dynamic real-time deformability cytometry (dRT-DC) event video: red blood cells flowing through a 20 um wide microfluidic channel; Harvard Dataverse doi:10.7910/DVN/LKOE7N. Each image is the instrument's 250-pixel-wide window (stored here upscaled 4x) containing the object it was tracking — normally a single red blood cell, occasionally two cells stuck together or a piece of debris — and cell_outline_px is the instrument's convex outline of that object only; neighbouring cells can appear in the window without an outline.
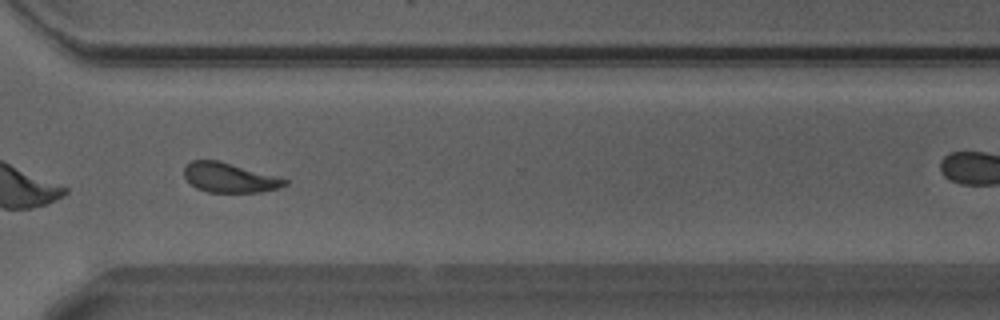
{"species": "Egyptian fruit bat (a non-hibernating species)", "species_latin": "Rousettus aegyptiacus", "temperature_condition": "warm", "stored_images_in_passage": 29, "camera_frame_rate_fps": 3000, "um_per_image_px": 0.085, "animal": {"sex": "male"}, "frame": {"image": 1, "passage_image": 21, "time_ms": 6.667, "image_size_px": [1000, 320], "cell_outline_px": [[288, 184], [280, 188], [260, 192], [208, 192], [196, 188], [184, 176], [184, 168], [192, 160], [220, 160], [288, 180]], "centroid_in_image_um": [19.5, 15.1], "position_along_channel_um": 351.1, "area_um2": 17.22}, "authors_computed_cell_mechanics": {"area_um2": 17.8024, "velocity_mm_per_s": 4.2123, "shape_relaxation_time_tau1_ms": 3.3473, "shape_relaxation_time_tau2_ms": 1.3904, "deformation_change_tau1": 0.1469, "deformation_change_tau2": 0.0577}}